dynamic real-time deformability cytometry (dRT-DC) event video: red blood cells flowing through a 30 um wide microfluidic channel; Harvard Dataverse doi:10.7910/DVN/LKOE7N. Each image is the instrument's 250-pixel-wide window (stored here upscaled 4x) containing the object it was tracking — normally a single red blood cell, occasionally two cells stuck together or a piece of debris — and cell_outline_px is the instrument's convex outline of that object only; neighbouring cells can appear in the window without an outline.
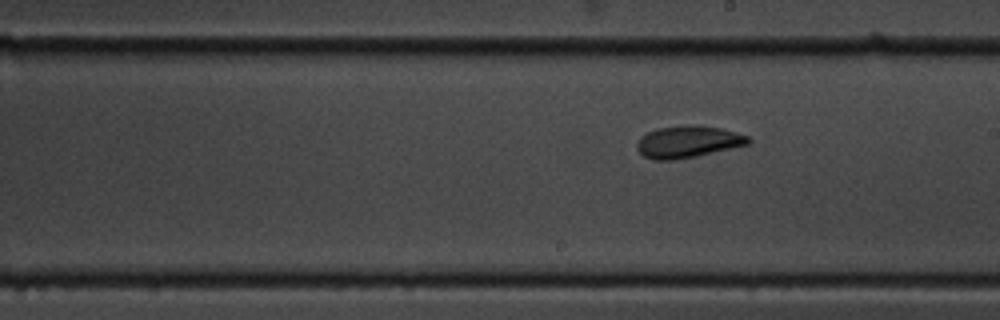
{"species": "common noctule bat (a hibernating species)", "species_latin": "Nyctalus noctula", "temperature_condition": "cold", "stored_images_in_passage": 7, "segment_of_instrument_passage": [2, 2], "camera_frame_rate_fps": 3000, "um_per_image_px": 0.085, "animal": {"sex": "male", "body_mass_g": 19.5, "forearm_length_mm": 54.6}, "frame": {"image": 1, "passage_image": 7, "time_ms": 7.0, "image_size_px": [1000, 320], "cell_outline_px": [[752, 140], [748, 144], [696, 156], [676, 160], [652, 160], [644, 156], [636, 148], [636, 144], [640, 136], [656, 128], [688, 124], [696, 124], [720, 128], [736, 132], [748, 136]], "centroid_in_image_um": [58.44, 12.04], "position_along_channel_um": 230.6, "area_um2": 20.87}}